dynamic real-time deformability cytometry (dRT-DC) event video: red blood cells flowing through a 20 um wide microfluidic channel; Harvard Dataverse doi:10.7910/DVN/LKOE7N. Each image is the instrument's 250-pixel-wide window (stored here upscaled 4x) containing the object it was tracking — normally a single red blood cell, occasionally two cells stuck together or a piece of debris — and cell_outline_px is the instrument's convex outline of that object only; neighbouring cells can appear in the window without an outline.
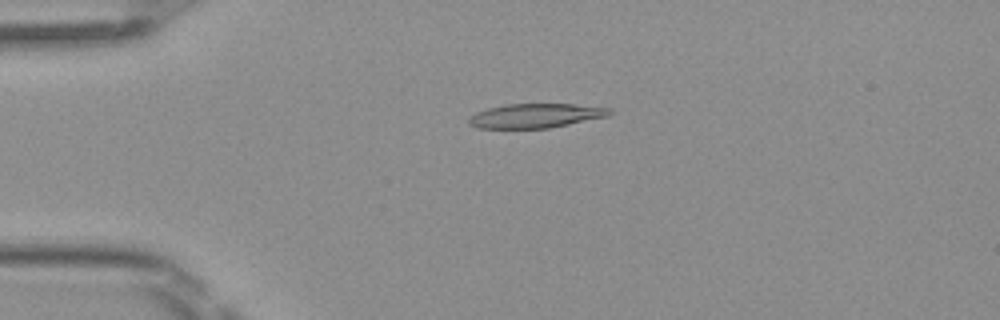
{"species": "Egyptian fruit bat (a non-hibernating species)", "species_latin": "Rousettus aegyptiacus", "temperature_condition": "room temperature", "stored_images_in_passage": 7, "camera_frame_rate_fps": 3000, "um_per_image_px": 0.085, "frame": {"image": 1, "passage_image": 3, "time_ms": 0.667, "image_size_px": [1000, 320], "cell_outline_px": [[612, 112], [608, 116], [548, 128], [480, 128], [468, 124], [468, 116], [476, 112], [488, 108], [504, 104], [572, 104], [612, 108]], "centroid_in_image_um": [45.5, 9.83], "position_along_channel_um": 39.5, "area_um2": 19.88}}
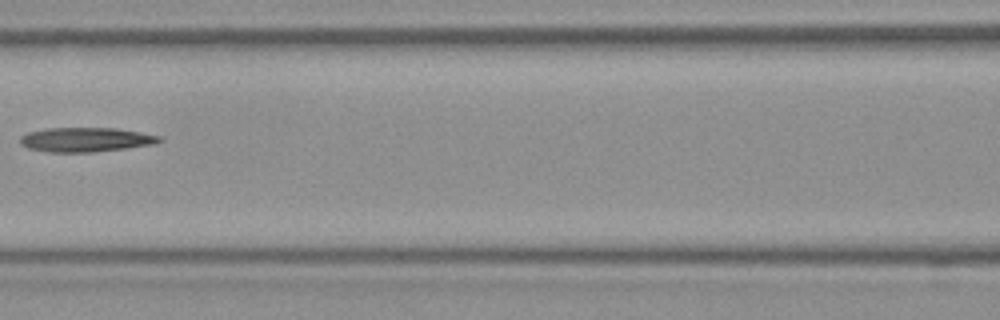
{"frame": {"image": 2, "passage_image": 6, "time_ms": 1.667, "image_size_px": [1000, 320], "cell_outline_px": [[164, 140], [156, 144], [92, 152], [48, 152], [28, 148], [20, 144], [20, 136], [28, 132], [44, 128], [116, 128], [164, 136]], "centroid_in_image_um": [7.32, 11.86], "position_along_channel_um": 159.3, "area_um2": 19.94}}
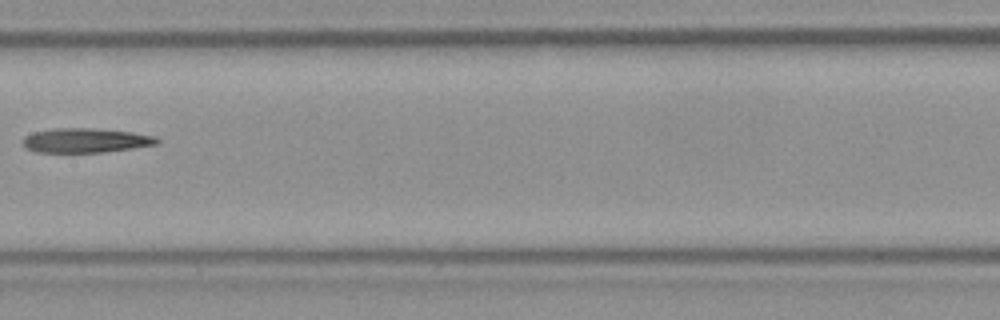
{"frame": {"image": 3, "passage_image": 7, "time_ms": 2.0, "image_size_px": [1000, 320], "cell_outline_px": [[160, 144], [104, 152], [36, 152], [24, 148], [20, 144], [24, 136], [32, 132], [52, 128], [92, 128], [132, 132], [156, 136], [160, 140]], "centroid_in_image_um": [7.24, 11.93], "position_along_channel_um": 200.2, "area_um2": 19.42}}